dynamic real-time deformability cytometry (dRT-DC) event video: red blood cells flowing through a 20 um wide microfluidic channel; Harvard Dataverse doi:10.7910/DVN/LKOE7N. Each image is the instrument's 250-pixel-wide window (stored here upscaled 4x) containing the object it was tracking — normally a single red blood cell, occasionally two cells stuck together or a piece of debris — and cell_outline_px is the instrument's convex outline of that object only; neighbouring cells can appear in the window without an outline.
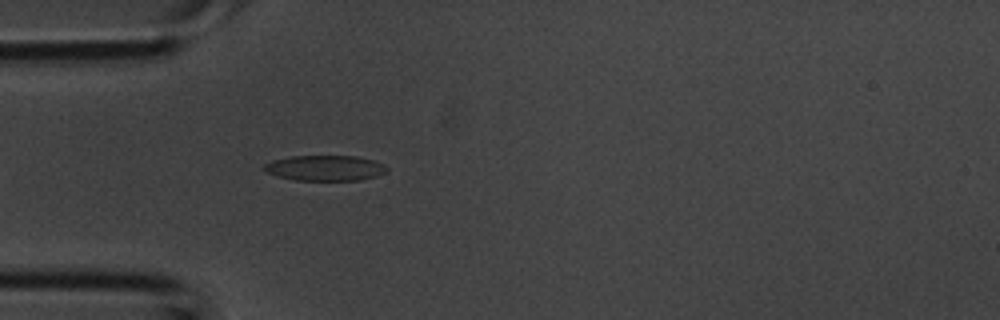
{"species": "common noctule bat (a hibernating species)", "species_latin": "Nyctalus noctula", "temperature_condition": "room temperature", "stored_images_in_passage": 2, "camera_frame_rate_fps": 3000, "um_per_image_px": 0.085, "animal": {"sex": "male", "body_mass_g": 20.1, "forearm_length_mm": 53.5}, "frame": {"image": 1, "passage_image": 2, "time_ms": 0.333, "image_size_px": [1000, 320], "cell_outline_px": [[388, 172], [376, 176], [360, 180], [296, 180], [276, 176], [264, 172], [260, 168], [264, 164], [272, 160], [288, 156], [356, 156], [372, 160], [384, 164], [388, 168]], "centroid_in_image_um": [27.58, 14.28], "position_along_channel_um": 57.4, "area_um2": 18.44}}